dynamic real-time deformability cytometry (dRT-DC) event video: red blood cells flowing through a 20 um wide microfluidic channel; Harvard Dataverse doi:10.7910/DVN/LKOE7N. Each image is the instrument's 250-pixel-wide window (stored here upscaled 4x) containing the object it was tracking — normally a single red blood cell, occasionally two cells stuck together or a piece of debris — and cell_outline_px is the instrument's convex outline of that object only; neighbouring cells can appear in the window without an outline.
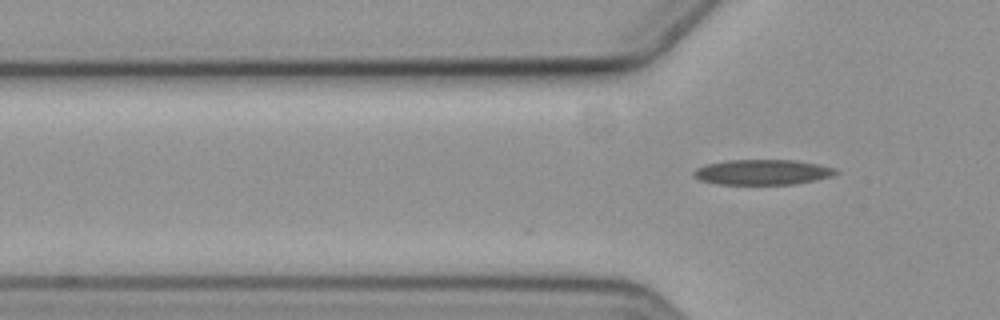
{"species": "common noctule bat (a hibernating species)", "species_latin": "Nyctalus noctula", "temperature_condition": "cold", "stored_images_in_passage": 2, "camera_frame_rate_fps": 3000, "um_per_image_px": 0.085, "animal": {"sex": "female", "body_mass_g": 19.3, "forearm_length_mm": 54.1}, "frame": {"image": 1, "passage_image": 2, "time_ms": 0.333, "image_size_px": [1000, 320], "cell_outline_px": [[840, 172], [832, 176], [816, 180], [792, 184], [716, 184], [700, 180], [692, 176], [692, 172], [696, 168], [708, 164], [728, 160], [796, 160], [836, 168]], "centroid_in_image_um": [64.81, 14.63], "position_along_channel_um": 61.0, "area_um2": 20.92}}